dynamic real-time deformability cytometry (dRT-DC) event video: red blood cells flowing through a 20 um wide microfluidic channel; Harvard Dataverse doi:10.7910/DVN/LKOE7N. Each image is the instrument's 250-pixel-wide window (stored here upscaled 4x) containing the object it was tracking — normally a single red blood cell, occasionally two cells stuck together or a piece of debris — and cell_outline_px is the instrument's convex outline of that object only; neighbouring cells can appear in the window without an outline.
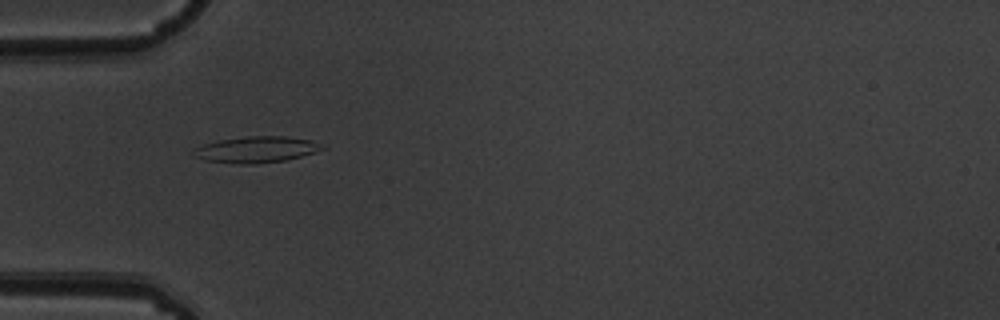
{"species": "common noctule bat (a hibernating species)", "species_latin": "Nyctalus noctula", "temperature_condition": "warm", "stored_images_in_passage": 6, "camera_frame_rate_fps": 3000, "um_per_image_px": 0.085, "animal": {"sex": "male", "body_mass_g": 19.5, "forearm_length_mm": 54.6}, "frame": {"image": 1, "passage_image": 5, "time_ms": 1.333, "image_size_px": [1000, 320], "cell_outline_px": [[328, 148], [316, 152], [288, 160], [252, 164], [240, 164], [204, 160], [192, 156], [196, 148], [204, 144], [220, 140], [248, 136], [284, 136], [312, 140]], "centroid_in_image_um": [21.83, 12.71], "position_along_channel_um": 63.2, "area_um2": 19.65}}